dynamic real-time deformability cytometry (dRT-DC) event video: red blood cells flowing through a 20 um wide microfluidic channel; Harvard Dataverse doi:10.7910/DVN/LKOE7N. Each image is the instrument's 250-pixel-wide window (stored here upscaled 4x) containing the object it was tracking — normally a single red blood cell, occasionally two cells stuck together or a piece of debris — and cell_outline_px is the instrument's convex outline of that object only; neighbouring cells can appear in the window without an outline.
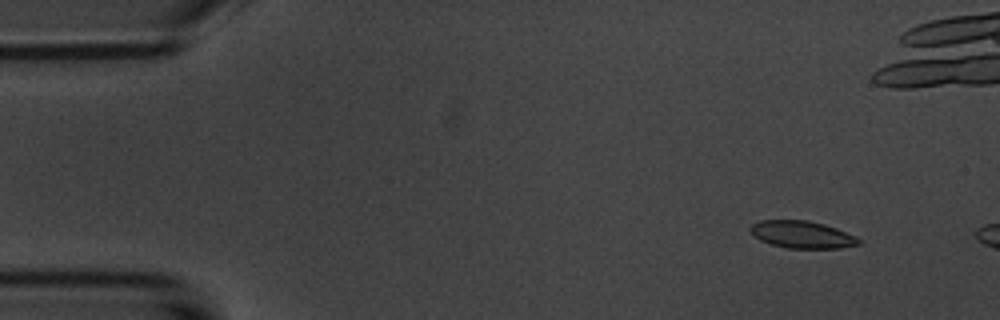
{"species": "common noctule bat (a hibernating species)", "species_latin": "Nyctalus noctula", "temperature_condition": "room temperature", "stored_images_in_passage": 4, "camera_frame_rate_fps": 3000, "um_per_image_px": 0.085, "animal": {"sex": "male", "body_mass_g": 20.1, "forearm_length_mm": 53.5}, "frame": {"image": 1, "passage_image": 2, "time_ms": 1.333, "image_size_px": [1000, 320], "cell_outline_px": [[860, 244], [840, 248], [788, 248], [772, 244], [760, 240], [748, 228], [752, 224], [760, 220], [808, 220], [824, 224], [836, 228], [856, 236], [860, 240]], "centroid_in_image_um": [68.18, 19.93], "position_along_channel_um": 16.8, "area_um2": 17.11}}